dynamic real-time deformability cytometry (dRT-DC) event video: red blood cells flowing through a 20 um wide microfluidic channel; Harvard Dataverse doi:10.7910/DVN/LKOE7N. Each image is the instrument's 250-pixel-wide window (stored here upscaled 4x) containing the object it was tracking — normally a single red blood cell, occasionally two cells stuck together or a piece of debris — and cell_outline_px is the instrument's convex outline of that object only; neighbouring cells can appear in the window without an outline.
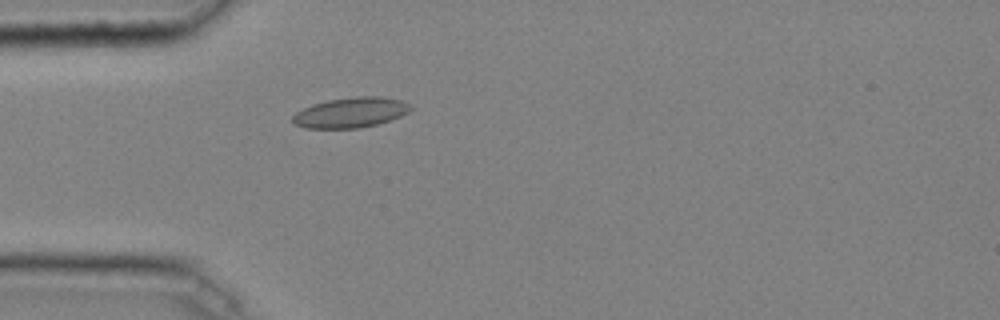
{"species": "common noctule bat (a hibernating species)", "species_latin": "Nyctalus noctula", "temperature_condition": "cold", "stored_images_in_passage": 41, "camera_frame_rate_fps": 3000, "um_per_image_px": 0.085, "animal": {"sex": "male", "body_mass_g": 20.4}, "frame": {"image": 1, "passage_image": 13, "time_ms": 4.0, "image_size_px": [1000, 320], "cell_outline_px": [[412, 108], [408, 112], [400, 116], [376, 124], [360, 128], [304, 128], [296, 124], [292, 120], [292, 116], [296, 112], [312, 104], [328, 100], [356, 96], [380, 96], [400, 100], [408, 104]], "centroid_in_image_um": [29.78, 9.56], "position_along_channel_um": 55.2, "area_um2": 20.58}}
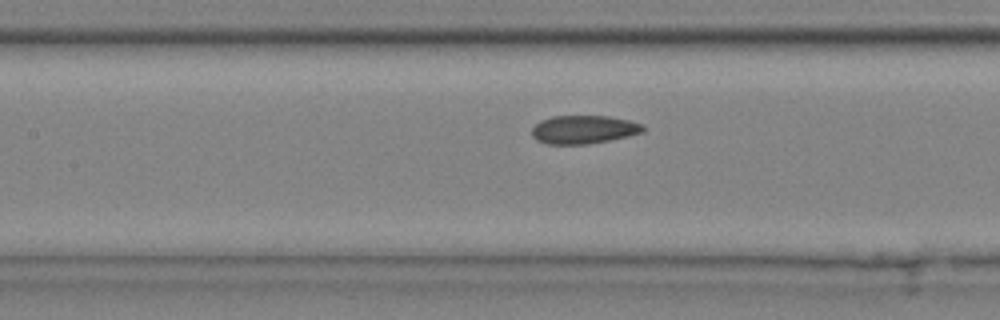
{"frame": {"image": 2, "passage_image": 21, "time_ms": 6.667, "image_size_px": [1000, 320], "cell_outline_px": [[644, 132], [628, 136], [588, 144], [544, 144], [536, 140], [532, 136], [532, 128], [540, 120], [552, 116], [608, 116], [628, 120], [640, 124], [644, 128]], "centroid_in_image_um": [49.57, 11.01], "position_along_channel_um": 157.8, "area_um2": 18.32}}
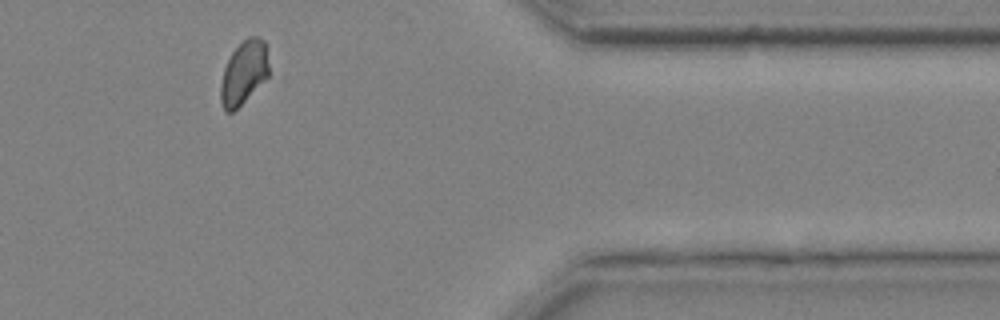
{"frame": {"image": 3, "passage_image": 40, "time_ms": 13.0, "image_size_px": [1000, 320], "cell_outline_px": [[268, 76], [232, 112], [224, 112], [220, 100], [220, 84], [224, 68], [232, 52], [248, 36], [260, 36], [264, 40], [268, 64]], "centroid_in_image_um": [20.7, 6.16], "position_along_channel_um": 390.7, "area_um2": 17.51}, "authors_computed_cell_mechanics": {"area_um2": 19.0162, "velocity_mm_per_s": 4.0415, "shape_relaxation_time_tau1_ms": null, "shape_relaxation_time_tau2_ms": 1.874, "deformation_change_tau1": null, "deformation_change_tau2": 0.0407}}